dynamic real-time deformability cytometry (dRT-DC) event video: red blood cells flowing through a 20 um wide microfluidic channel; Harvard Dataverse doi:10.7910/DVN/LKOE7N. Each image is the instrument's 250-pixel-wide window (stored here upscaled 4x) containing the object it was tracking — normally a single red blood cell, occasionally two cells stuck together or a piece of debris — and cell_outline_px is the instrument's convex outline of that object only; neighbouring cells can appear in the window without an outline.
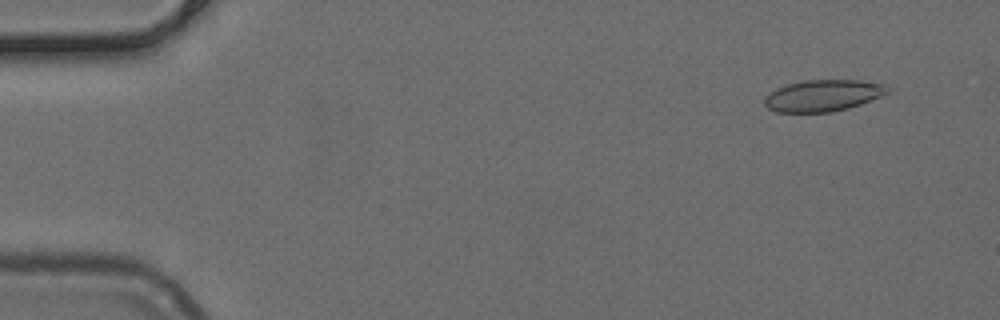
{"species": "common noctule bat (a hibernating species)", "species_latin": "Nyctalus noctula", "temperature_condition": "cold", "stored_images_in_passage": 51, "camera_frame_rate_fps": 3000, "um_per_image_px": 0.085, "animal": {"sex": "female", "body_mass_g": 24.6, "forearm_length_mm": 56.2}, "frame": {"image": 1, "passage_image": 4, "time_ms": 1.0, "image_size_px": [1000, 320], "cell_outline_px": [[892, 88], [888, 92], [880, 96], [860, 104], [848, 108], [828, 112], [776, 112], [768, 108], [764, 104], [764, 96], [768, 92], [776, 88], [788, 84], [804, 80], [860, 80], [884, 84]], "centroid_in_image_um": [69.93, 8.11], "position_along_channel_um": 15.1, "area_um2": 22.66}}
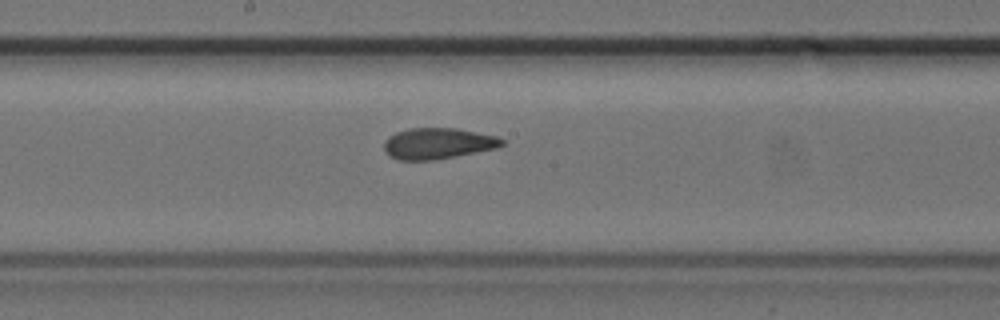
{"frame": {"image": 2, "passage_image": 27, "time_ms": 8.667, "image_size_px": [1000, 320], "cell_outline_px": [[504, 144], [496, 148], [456, 156], [432, 160], [396, 160], [388, 156], [384, 152], [384, 140], [388, 136], [396, 132], [408, 128], [456, 128], [496, 136], [504, 140]], "centroid_in_image_um": [37.16, 12.2], "position_along_channel_um": 211.0, "area_um2": 21.44}}
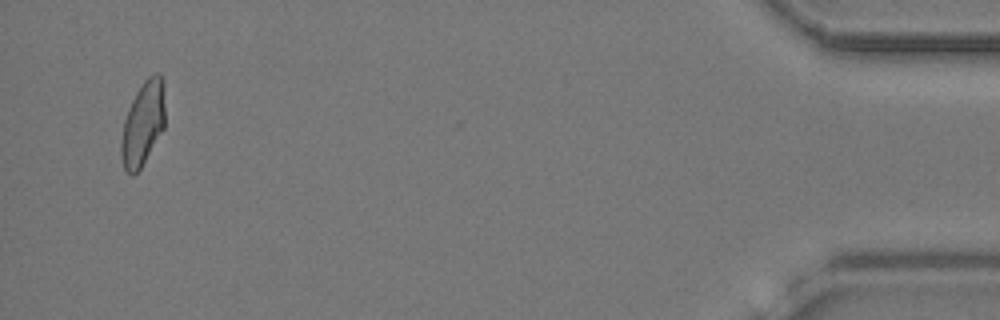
{"frame": {"image": 3, "passage_image": 49, "time_ms": 16.0, "image_size_px": [1000, 320], "cell_outline_px": [[164, 128], [140, 168], [132, 176], [124, 168], [120, 156], [120, 140], [124, 120], [128, 108], [136, 92], [144, 80], [148, 76], [156, 72], [160, 72], [164, 80]], "centroid_in_image_um": [12.14, 10.46], "position_along_channel_um": 423.1, "area_um2": 21.62}}